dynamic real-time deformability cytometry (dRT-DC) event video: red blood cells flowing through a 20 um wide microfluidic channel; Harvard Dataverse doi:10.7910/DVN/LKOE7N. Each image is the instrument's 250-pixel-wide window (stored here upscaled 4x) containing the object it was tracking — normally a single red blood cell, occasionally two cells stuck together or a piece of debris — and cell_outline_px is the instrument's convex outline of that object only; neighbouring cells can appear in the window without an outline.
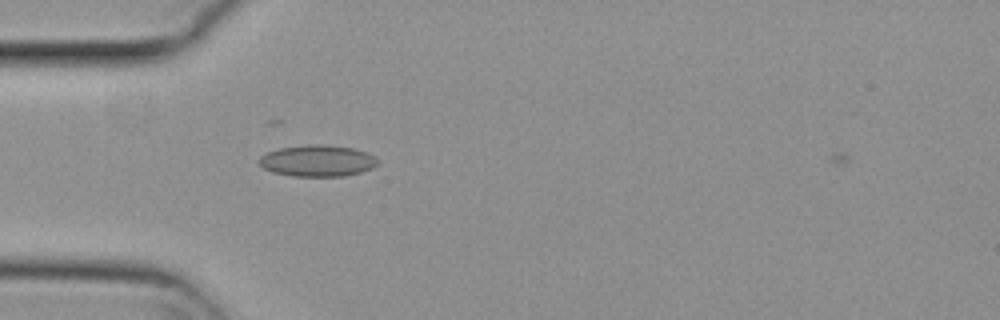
{"species": "common noctule bat (a hibernating species)", "species_latin": "Nyctalus noctula", "temperature_condition": "cold", "stored_images_in_passage": 9, "camera_frame_rate_fps": 3000, "um_per_image_px": 0.085, "animal": {"sex": "female", "body_mass_g": 29.2, "forearm_length_mm": 56.3}, "frame": {"image": 1, "passage_image": 8, "time_ms": 2.333, "image_size_px": [1000, 320], "cell_outline_px": [[380, 160], [372, 168], [360, 172], [344, 176], [292, 176], [272, 172], [264, 168], [256, 160], [260, 156], [268, 152], [280, 148], [308, 144], [324, 144], [352, 148], [364, 152]], "centroid_in_image_um": [26.94, 13.66], "position_along_channel_um": 58.1, "area_um2": 21.68}}